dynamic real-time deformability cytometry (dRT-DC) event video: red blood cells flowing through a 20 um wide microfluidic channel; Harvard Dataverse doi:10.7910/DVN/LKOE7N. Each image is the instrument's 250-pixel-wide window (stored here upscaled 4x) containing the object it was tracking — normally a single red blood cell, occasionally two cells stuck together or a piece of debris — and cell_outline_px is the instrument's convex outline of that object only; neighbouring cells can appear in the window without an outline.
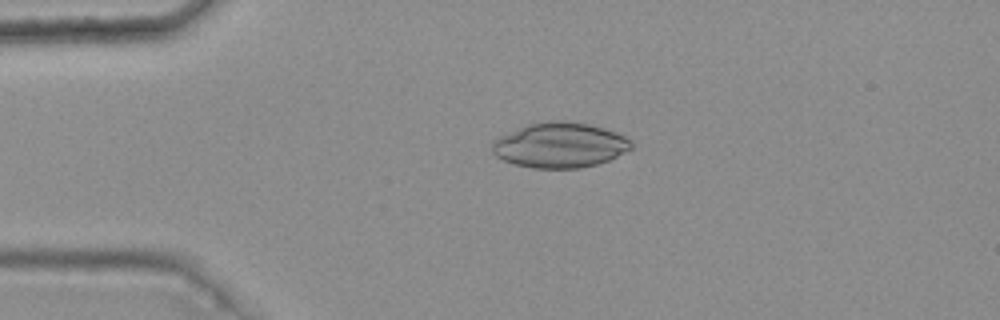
{"species": "common noctule bat (a hibernating species)", "species_latin": "Nyctalus noctula", "temperature_condition": "warm", "stored_images_in_passage": 3, "camera_frame_rate_fps": 3000, "um_per_image_px": 0.085, "animal": {"sex": "female", "body_mass_g": 25.1}, "frame": {"image": 1, "passage_image": 2, "time_ms": 0.333, "image_size_px": [1000, 320], "cell_outline_px": [[632, 148], [608, 160], [596, 164], [580, 168], [532, 168], [512, 164], [496, 156], [492, 152], [492, 144], [500, 136], [528, 124], [548, 120], [572, 120], [604, 128], [616, 132], [624, 136], [632, 144]], "centroid_in_image_um": [47.57, 12.33], "position_along_channel_um": 37.4, "area_um2": 36.53}}